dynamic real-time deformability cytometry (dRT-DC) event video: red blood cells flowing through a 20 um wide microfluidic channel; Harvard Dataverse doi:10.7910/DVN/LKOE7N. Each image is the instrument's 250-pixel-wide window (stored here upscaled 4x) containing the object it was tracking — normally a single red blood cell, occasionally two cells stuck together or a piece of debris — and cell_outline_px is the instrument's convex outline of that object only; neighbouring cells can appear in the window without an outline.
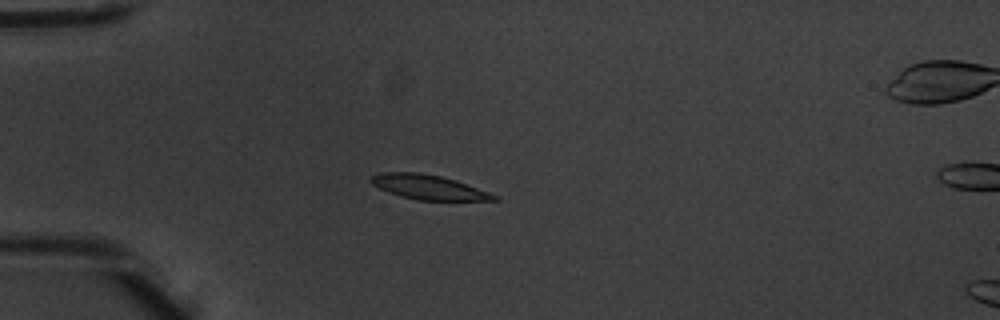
{"species": "common noctule bat (a hibernating species)", "species_latin": "Nyctalus noctula", "temperature_condition": "warm", "stored_images_in_passage": 5, "camera_frame_rate_fps": 3000, "um_per_image_px": 0.085, "animal": {"sex": "male", "body_mass_g": 20.1, "forearm_length_mm": 53.5}, "frame": {"image": 1, "passage_image": 4, "time_ms": 1.0, "image_size_px": [1000, 320], "cell_outline_px": [[500, 200], [420, 200], [400, 196], [388, 192], [372, 184], [368, 180], [372, 176], [380, 172], [416, 172], [440, 176], [456, 180], [500, 196]], "centroid_in_image_um": [36.43, 15.91], "position_along_channel_um": 48.6, "area_um2": 17.57}}